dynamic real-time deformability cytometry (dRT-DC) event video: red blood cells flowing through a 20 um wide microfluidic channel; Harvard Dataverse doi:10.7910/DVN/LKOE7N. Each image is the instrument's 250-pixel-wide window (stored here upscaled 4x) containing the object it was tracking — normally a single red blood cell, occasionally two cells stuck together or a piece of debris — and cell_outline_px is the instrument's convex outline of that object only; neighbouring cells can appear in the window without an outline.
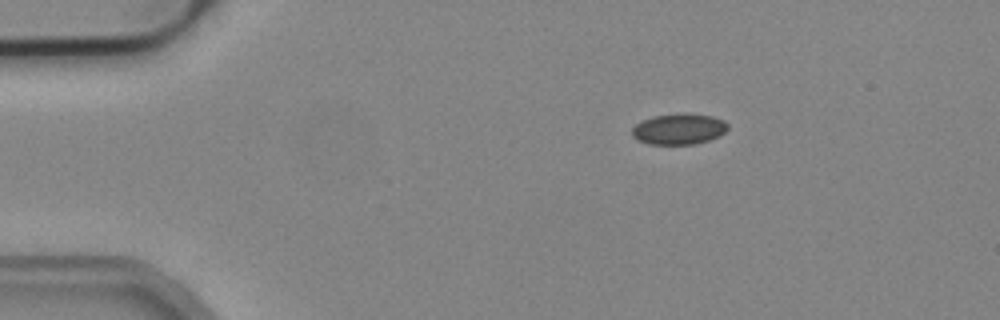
{"species": "common noctule bat (a hibernating species)", "species_latin": "Nyctalus noctula", "temperature_condition": "cold", "stored_images_in_passage": 46, "camera_frame_rate_fps": 3000, "um_per_image_px": 0.085, "animal": {"sex": "male", "body_mass_g": 19.2, "forearm_length_mm": 51.8}, "frame": {"image": 1, "passage_image": 1, "time_ms": 0.0, "image_size_px": [1000, 320], "cell_outline_px": [[728, 128], [720, 136], [696, 144], [648, 144], [636, 140], [632, 136], [632, 128], [636, 124], [652, 116], [684, 112], [712, 116], [724, 120], [728, 124]], "centroid_in_image_um": [57.71, 10.96], "position_along_channel_um": 27.3, "area_um2": 17.46}}
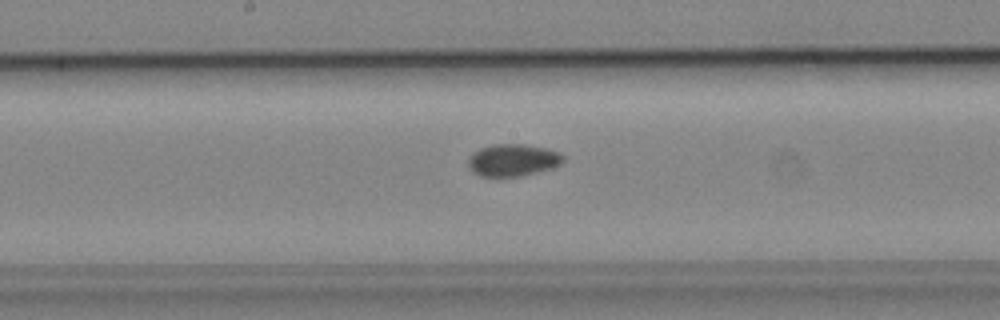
{"frame": {"image": 2, "passage_image": 20, "time_ms": 6.333, "image_size_px": [1000, 320], "cell_outline_px": [[564, 160], [560, 164], [552, 168], [520, 176], [480, 176], [472, 172], [468, 168], [468, 156], [472, 152], [480, 148], [492, 144], [524, 144], [544, 148], [556, 152], [564, 156]], "centroid_in_image_um": [43.53, 13.61], "position_along_channel_um": 204.7, "area_um2": 17.8}}
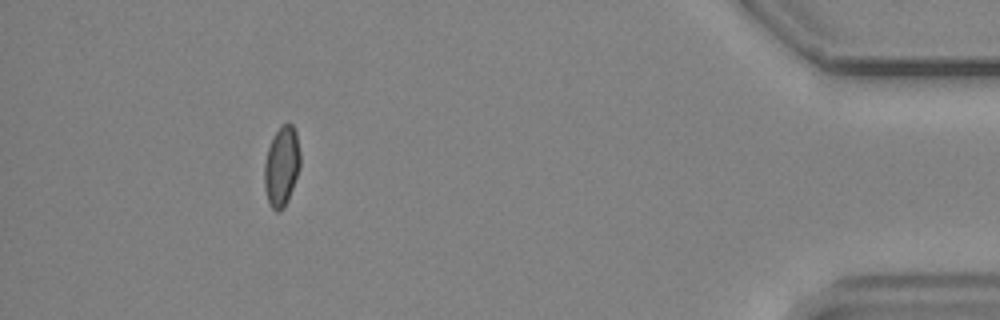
{"frame": {"image": 3, "passage_image": 41, "time_ms": 13.333, "image_size_px": [1000, 320], "cell_outline_px": [[300, 168], [288, 200], [284, 208], [280, 212], [276, 212], [268, 204], [264, 188], [264, 164], [268, 148], [280, 124], [288, 120], [292, 124], [296, 132], [300, 152]], "centroid_in_image_um": [23.94, 14.14], "position_along_channel_um": 411.3, "area_um2": 17.05}, "authors_computed_cell_mechanics": {"area_um2": 17.3978, "velocity_mm_per_s": 3.8109, "shape_relaxation_time_tau1_ms": 4.6495, "shape_relaxation_time_tau2_ms": 6.5699, "deformation_change_tau1": 0.0557, "deformation_change_tau2": 0.0919}}